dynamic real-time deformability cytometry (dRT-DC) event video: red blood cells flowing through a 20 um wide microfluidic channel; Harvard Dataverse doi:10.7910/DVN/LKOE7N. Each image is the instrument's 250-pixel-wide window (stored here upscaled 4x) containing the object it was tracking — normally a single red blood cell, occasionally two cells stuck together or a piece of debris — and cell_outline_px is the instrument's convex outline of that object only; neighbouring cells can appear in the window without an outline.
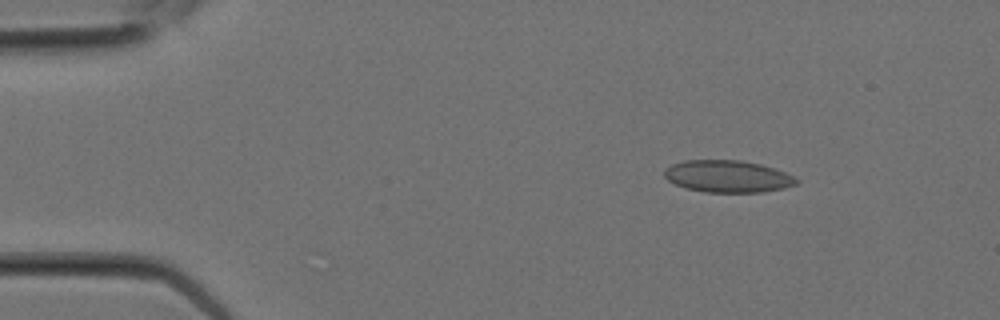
{"species": "Egyptian fruit bat (a non-hibernating species)", "species_latin": "Rousettus aegyptiacus", "temperature_condition": "room temperature", "stored_images_in_passage": 2, "camera_frame_rate_fps": 3000, "um_per_image_px": 0.085, "animal": {"sex": "female"}, "frame": {"image": 1, "passage_image": 1, "time_ms": 0.0, "image_size_px": [1000, 320], "cell_outline_px": [[800, 180], [796, 184], [784, 188], [760, 192], [704, 192], [688, 188], [676, 184], [668, 180], [664, 176], [664, 168], [672, 164], [684, 160], [740, 160], [760, 164], [784, 172]], "centroid_in_image_um": [61.83, 14.98], "position_along_channel_um": 23.2, "area_um2": 24.51}}